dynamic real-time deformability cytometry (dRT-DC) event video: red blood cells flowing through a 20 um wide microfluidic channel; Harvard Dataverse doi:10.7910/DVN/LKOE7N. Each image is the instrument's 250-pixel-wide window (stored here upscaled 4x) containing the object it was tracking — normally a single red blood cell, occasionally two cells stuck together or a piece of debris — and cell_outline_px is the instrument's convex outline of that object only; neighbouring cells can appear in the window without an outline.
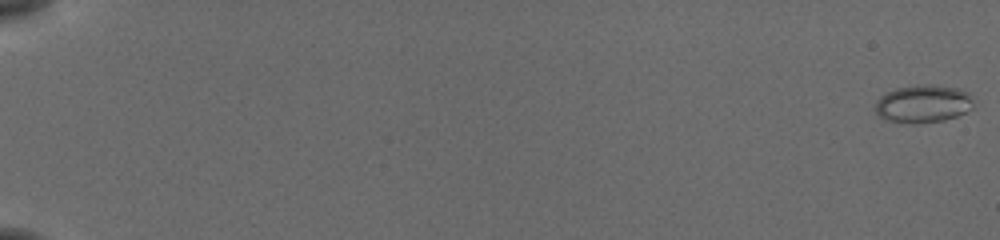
{"species": "common noctule bat (a hibernating species)", "species_latin": "Nyctalus noctula", "temperature_condition": "cold", "stored_images_in_passage": 16, "camera_frame_rate_fps": 3000, "um_per_image_px": 0.085, "animal": {"sex": "female", "body_mass_g": 19.5, "forearm_length_mm": 54.1}, "frame": {"image": 1, "passage_image": 1, "time_ms": 0.0, "image_size_px": [1000, 240], "cell_outline_px": [[972, 108], [956, 116], [944, 120], [888, 120], [880, 116], [876, 112], [876, 104], [880, 96], [896, 88], [924, 84], [928, 84], [956, 88], [968, 92], [972, 100]], "centroid_in_image_um": [78.49, 8.76], "position_along_channel_um": 6.5, "area_um2": 20.52}}